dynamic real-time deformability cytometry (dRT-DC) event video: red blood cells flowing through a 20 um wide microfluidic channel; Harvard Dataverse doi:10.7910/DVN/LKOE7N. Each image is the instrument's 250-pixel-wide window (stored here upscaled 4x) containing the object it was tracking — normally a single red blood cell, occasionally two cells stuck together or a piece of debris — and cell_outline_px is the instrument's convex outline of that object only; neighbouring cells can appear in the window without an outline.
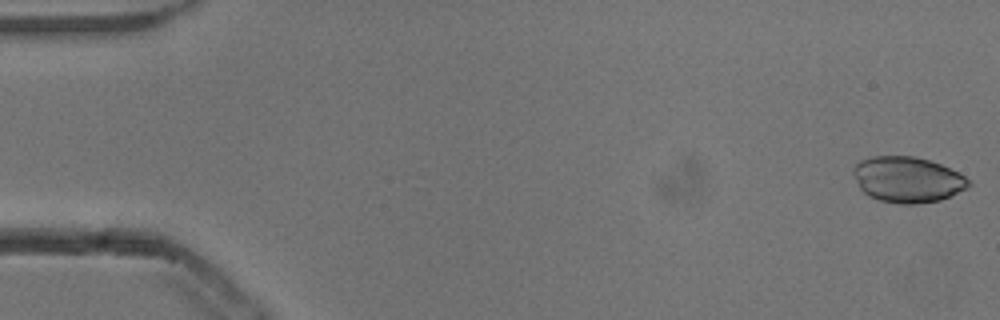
{"species": "common noctule bat (a hibernating species)", "species_latin": "Nyctalus noctula", "temperature_condition": "cold", "stored_images_in_passage": 53, "camera_frame_rate_fps": 3000, "um_per_image_px": 0.085, "animal": {"sex": "male", "body_mass_g": 13.3}, "frame": {"image": 1, "passage_image": 1, "time_ms": 0.0, "image_size_px": [1000, 320], "cell_outline_px": [[972, 184], [968, 188], [940, 200], [916, 204], [900, 204], [880, 200], [868, 196], [860, 188], [852, 172], [852, 168], [860, 160], [872, 156], [912, 156], [928, 160], [940, 164], [972, 180]], "centroid_in_image_um": [77.13, 15.26], "position_along_channel_um": 7.9, "area_um2": 30.75}}
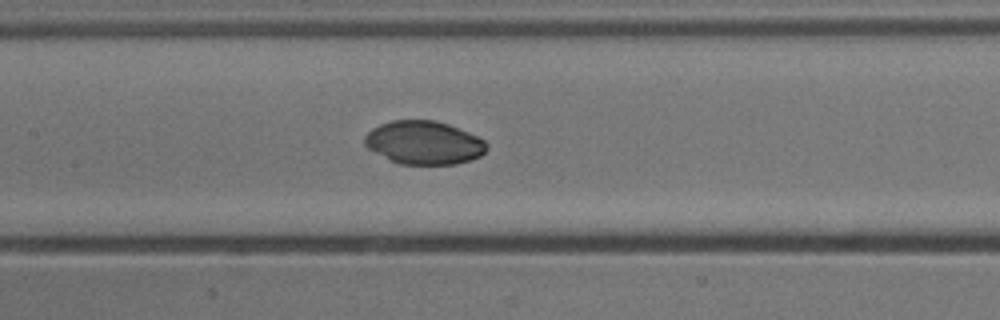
{"frame": {"image": 2, "passage_image": 25, "time_ms": 8.0, "image_size_px": [1000, 320], "cell_outline_px": [[488, 148], [480, 156], [472, 160], [456, 164], [400, 164], [368, 148], [364, 144], [364, 136], [372, 128], [380, 124], [392, 120], [436, 120], [448, 124], [468, 132], [484, 140], [488, 144]], "centroid_in_image_um": [36.05, 12.12], "position_along_channel_um": 171.3, "area_um2": 30.75}}
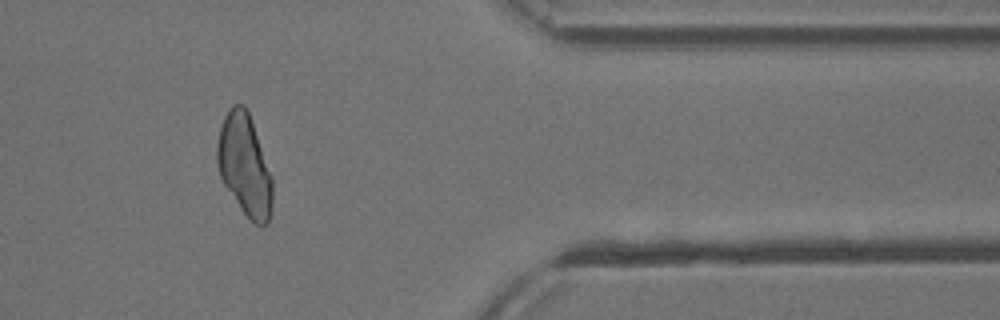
{"frame": {"image": 3, "passage_image": 44, "time_ms": 14.333, "image_size_px": [1000, 320], "cell_outline_px": [[272, 204], [268, 224], [256, 224], [240, 208], [224, 184], [220, 176], [216, 164], [216, 144], [220, 128], [224, 116], [228, 108], [232, 104], [244, 104], [248, 112], [272, 176]], "centroid_in_image_um": [20.77, 14.01], "position_along_channel_um": 390.6, "area_um2": 32.48}}